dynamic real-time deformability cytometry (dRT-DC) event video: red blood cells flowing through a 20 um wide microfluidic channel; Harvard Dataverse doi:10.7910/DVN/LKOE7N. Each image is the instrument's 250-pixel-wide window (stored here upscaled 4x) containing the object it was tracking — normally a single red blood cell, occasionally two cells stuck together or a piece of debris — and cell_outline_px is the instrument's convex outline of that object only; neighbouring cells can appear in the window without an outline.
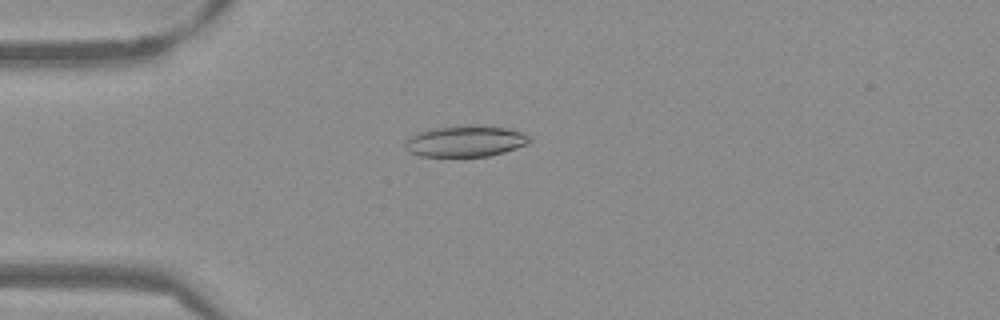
{"species": "Egyptian fruit bat (a non-hibernating species)", "species_latin": "Rousettus aegyptiacus", "temperature_condition": "warm", "stored_images_in_passage": 53, "camera_frame_rate_fps": 3000, "um_per_image_px": 0.085, "frame": {"image": 1, "passage_image": 14, "time_ms": 4.333, "image_size_px": [1000, 320], "cell_outline_px": [[532, 140], [528, 144], [504, 152], [488, 156], [420, 156], [408, 152], [404, 148], [404, 144], [416, 132], [428, 128], [468, 124], [472, 124], [504, 128], [520, 132], [528, 136]], "centroid_in_image_um": [39.52, 11.99], "position_along_channel_um": 45.5, "area_um2": 22.77}}
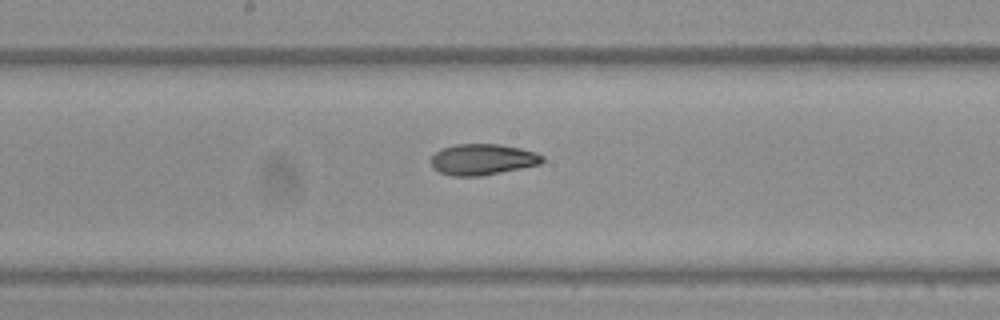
{"frame": {"image": 2, "passage_image": 28, "time_ms": 9.0, "image_size_px": [1000, 320], "cell_outline_px": [[544, 160], [540, 164], [480, 176], [452, 176], [440, 172], [432, 168], [432, 156], [440, 148], [456, 144], [500, 144], [520, 148], [536, 152], [544, 156]], "centroid_in_image_um": [41.01, 13.54], "position_along_channel_um": 207.2, "area_um2": 20.11}}
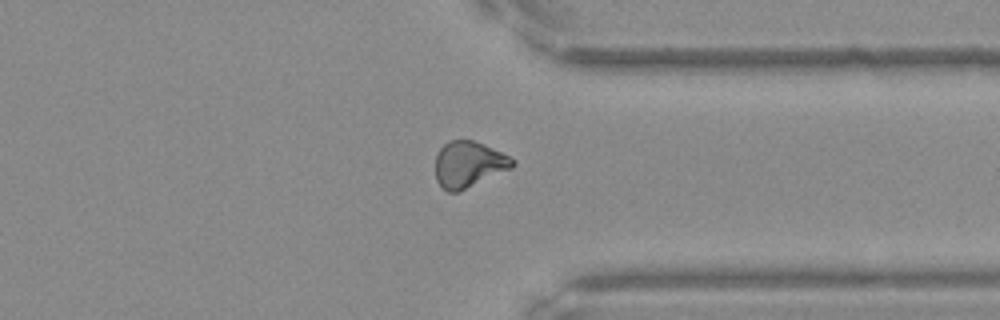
{"frame": {"image": 3, "passage_image": 41, "time_ms": 13.333, "image_size_px": [1000, 320], "cell_outline_px": [[516, 164], [512, 168], [456, 192], [448, 192], [436, 180], [436, 156], [440, 148], [448, 140], [472, 140], [484, 144], [516, 160]], "centroid_in_image_um": [39.83, 13.95], "position_along_channel_um": 371.6, "area_um2": 20.4}, "authors_computed_cell_mechanics": {"area_um2": 20.4612, "velocity_mm_per_s": 3.8483, "shape_relaxation_time_tau1_ms": null, "shape_relaxation_time_tau2_ms": 2.5591, "deformation_change_tau1": null, "deformation_change_tau2": 0.0842}}